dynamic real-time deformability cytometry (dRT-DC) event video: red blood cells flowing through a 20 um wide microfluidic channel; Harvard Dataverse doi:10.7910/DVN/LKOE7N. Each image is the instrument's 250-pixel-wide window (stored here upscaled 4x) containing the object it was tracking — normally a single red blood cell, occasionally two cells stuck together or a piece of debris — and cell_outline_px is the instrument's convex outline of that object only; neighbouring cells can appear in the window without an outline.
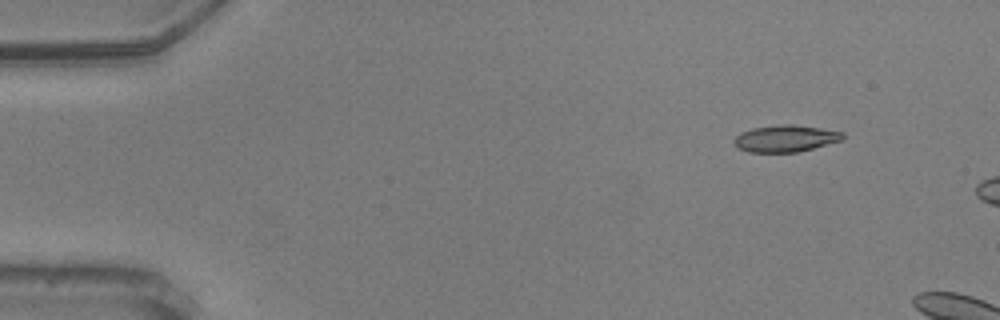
{"species": "common noctule bat (a hibernating species)", "species_latin": "Nyctalus noctula", "temperature_condition": "warm", "stored_images_in_passage": 5, "camera_frame_rate_fps": 3000, "um_per_image_px": 0.085, "animal": {"sex": "male", "body_mass_g": 20.5, "forearm_length_mm": 52.5}, "frame": {"image": 1, "passage_image": 1, "time_ms": 0.0, "image_size_px": [1000, 320], "cell_outline_px": [[832, 140], [808, 148], [788, 152], [760, 152], [744, 148], [748, 132], [760, 128], [812, 128], [832, 132]], "centroid_in_image_um": [66.76, 11.84], "position_along_channel_um": 18.2, "area_um2": 12.54}}